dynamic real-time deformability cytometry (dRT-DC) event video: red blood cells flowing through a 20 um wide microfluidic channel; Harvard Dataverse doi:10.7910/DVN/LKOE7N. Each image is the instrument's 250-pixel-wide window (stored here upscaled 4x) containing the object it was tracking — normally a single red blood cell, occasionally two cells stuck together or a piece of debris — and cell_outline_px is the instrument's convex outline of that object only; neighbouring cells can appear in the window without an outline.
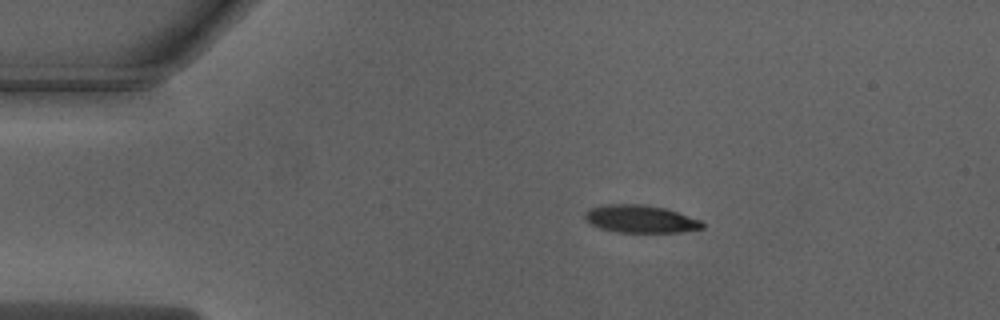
{"species": "Egyptian fruit bat (a non-hibernating species)", "species_latin": "Rousettus aegyptiacus", "temperature_condition": "warm", "stored_images_in_passage": 43, "camera_frame_rate_fps": 3000, "um_per_image_px": 0.085, "animal": {"sex": "male"}, "frame": {"image": 1, "passage_image": 1, "time_ms": 0.0, "image_size_px": [1000, 320], "cell_outline_px": [[704, 228], [680, 232], [616, 232], [600, 228], [584, 220], [584, 212], [588, 208], [608, 204], [644, 204], [664, 208], [700, 220], [704, 224]], "centroid_in_image_um": [54.39, 18.61], "position_along_channel_um": 30.6, "area_um2": 18.9}}
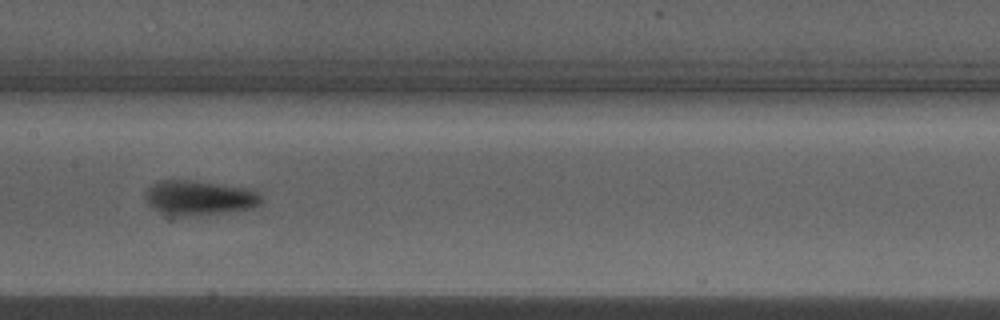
{"frame": {"image": 2, "passage_image": 17, "time_ms": 5.333, "image_size_px": [1000, 320], "cell_outline_px": [[264, 200], [260, 204], [252, 208], [220, 212], [184, 216], [180, 216], [160, 212], [152, 208], [144, 200], [144, 192], [152, 184], [160, 180], [196, 180], [248, 188], [256, 192]], "centroid_in_image_um": [16.89, 16.79], "position_along_channel_um": 190.5, "area_um2": 23.41}}
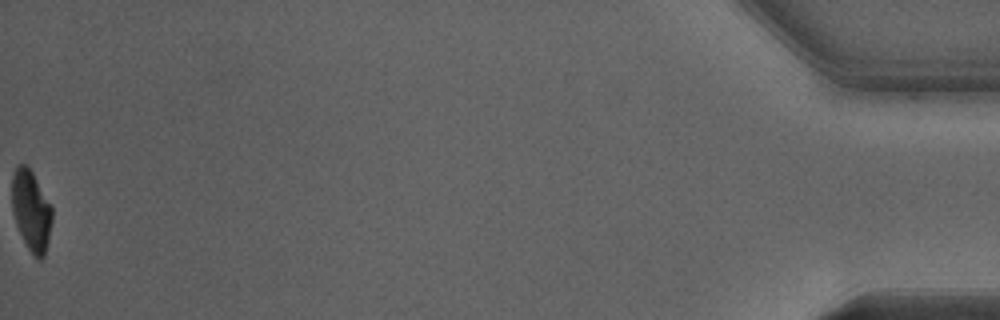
{"frame": {"image": 3, "passage_image": 43, "time_ms": 14.0, "image_size_px": [1000, 320], "cell_outline_px": [[52, 220], [48, 240], [44, 256], [40, 260], [28, 248], [16, 224], [12, 208], [12, 176], [16, 168], [20, 164], [24, 164], [32, 172], [52, 208]], "centroid_in_image_um": [2.65, 17.9], "position_along_channel_um": 432.6, "area_um2": 18.32}, "authors_computed_cell_mechanics": {"area_um2": 21.5594, "velocity_mm_per_s": 4.0054, "shape_relaxation_time_tau1_ms": 2.7734, "shape_relaxation_time_tau2_ms": null, "deformation_change_tau1": 0.1507, "deformation_change_tau2": null}}